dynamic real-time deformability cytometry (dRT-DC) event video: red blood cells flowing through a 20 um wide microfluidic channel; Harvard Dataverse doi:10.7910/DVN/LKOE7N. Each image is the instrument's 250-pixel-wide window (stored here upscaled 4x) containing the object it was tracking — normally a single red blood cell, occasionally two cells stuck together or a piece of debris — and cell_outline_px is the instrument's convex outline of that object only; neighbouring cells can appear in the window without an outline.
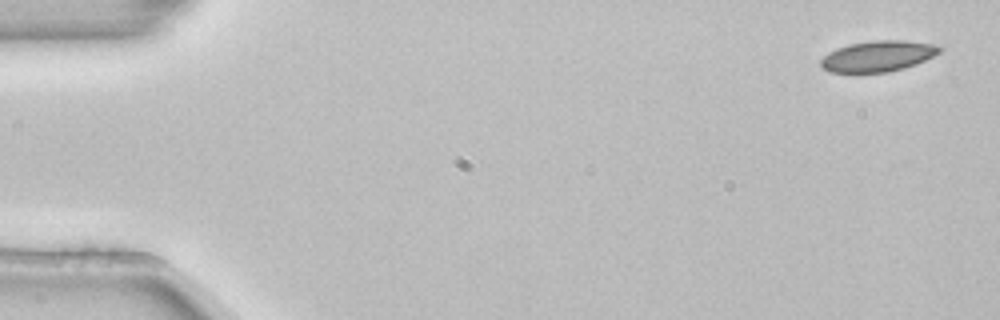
{"species": "common noctule bat (a hibernating species)", "species_latin": "Nyctalus noctula", "temperature_condition": "room temperature", "stored_images_in_passage": 4, "camera_frame_rate_fps": 3000, "um_per_image_px": 0.085, "animal": {"sex": "female", "body_mass_g": 22.7, "forearm_length_mm": 54.2}, "frame": {"image": 1, "passage_image": 1, "time_ms": 0.0, "image_size_px": [1000, 320], "cell_outline_px": [[944, 48], [940, 52], [916, 64], [904, 68], [888, 72], [828, 72], [820, 64], [820, 60], [828, 52], [836, 48], [848, 44], [876, 40], [904, 40], [940, 44]], "centroid_in_image_um": [74.66, 4.76], "position_along_channel_um": 10.3, "area_um2": 21.5}}
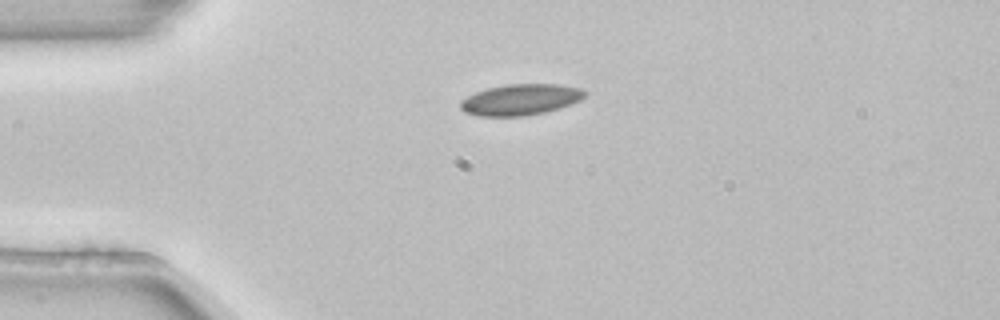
{"frame": {"image": 2, "passage_image": 3, "time_ms": 0.667, "image_size_px": [1000, 320], "cell_outline_px": [[588, 92], [580, 100], [560, 108], [544, 112], [524, 116], [476, 116], [464, 112], [460, 108], [460, 100], [476, 92], [488, 88], [504, 84], [560, 84], [580, 88]], "centroid_in_image_um": [44.23, 8.46], "position_along_channel_um": 40.8, "area_um2": 22.6}}
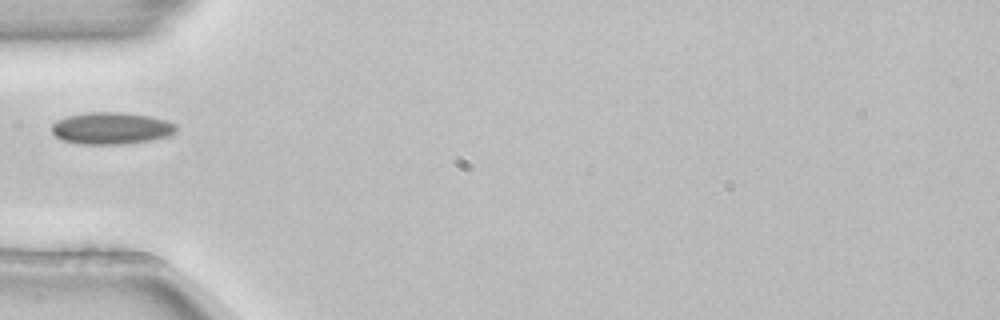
{"frame": {"image": 3, "passage_image": 4, "time_ms": 1.0, "image_size_px": [1000, 320], "cell_outline_px": [[176, 132], [164, 136], [148, 140], [124, 144], [80, 144], [60, 140], [52, 132], [52, 124], [56, 120], [68, 116], [88, 112], [120, 112], [148, 116], [164, 120], [176, 124]], "centroid_in_image_um": [9.4, 10.9], "position_along_channel_um": 75.6, "area_um2": 22.95}}